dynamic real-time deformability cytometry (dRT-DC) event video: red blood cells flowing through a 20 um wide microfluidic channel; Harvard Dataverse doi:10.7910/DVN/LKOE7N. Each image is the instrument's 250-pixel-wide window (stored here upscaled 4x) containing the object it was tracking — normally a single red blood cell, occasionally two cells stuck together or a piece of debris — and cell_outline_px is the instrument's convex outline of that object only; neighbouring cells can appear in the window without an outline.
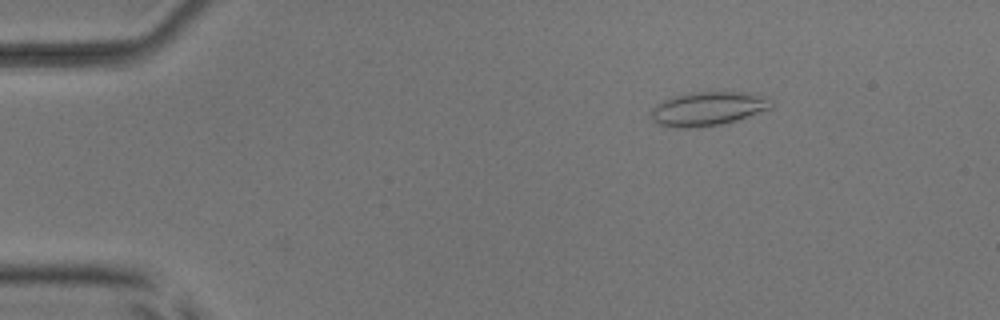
{"species": "common noctule bat (a hibernating species)", "species_latin": "Nyctalus noctula", "temperature_condition": "room temperature", "stored_images_in_passage": 4, "camera_frame_rate_fps": 3000, "um_per_image_px": 0.085, "animal": {"sex": "male", "body_mass_g": 17.9, "forearm_length_mm": 54.2}, "frame": {"image": 1, "passage_image": 2, "time_ms": 2.0, "image_size_px": [1000, 320], "cell_outline_px": [[772, 108], [736, 120], [720, 124], [684, 128], [672, 128], [660, 124], [652, 120], [652, 108], [656, 104], [664, 100], [688, 92], [748, 92], [764, 96], [772, 104]], "centroid_in_image_um": [60.16, 9.23], "position_along_channel_um": 24.8, "area_um2": 23.47}}